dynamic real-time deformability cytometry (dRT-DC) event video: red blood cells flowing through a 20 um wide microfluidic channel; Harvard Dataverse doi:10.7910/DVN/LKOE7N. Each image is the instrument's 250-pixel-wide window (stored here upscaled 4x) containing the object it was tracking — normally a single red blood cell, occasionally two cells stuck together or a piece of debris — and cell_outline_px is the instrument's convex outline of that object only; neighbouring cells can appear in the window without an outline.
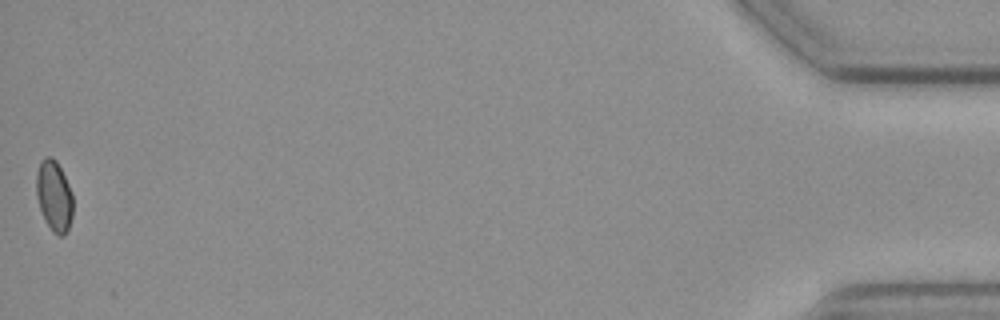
{"species": "common noctule bat (a hibernating species)", "species_latin": "Nyctalus noctula", "temperature_condition": "cold", "stored_images_in_passage": 13, "camera_frame_rate_fps": 3000, "um_per_image_px": 0.085, "animal": {"sex": "female", "body_mass_g": 19.3, "forearm_length_mm": 54.1}, "frame": {"image": 1, "passage_image": 13, "time_ms": 15.333, "image_size_px": [1000, 320], "cell_outline_px": [[72, 216], [68, 228], [64, 236], [60, 236], [52, 232], [40, 208], [36, 196], [36, 172], [40, 160], [44, 156], [52, 156], [56, 160], [72, 192]], "centroid_in_image_um": [4.58, 16.62], "position_along_channel_um": 430.6, "area_um2": 15.09}}